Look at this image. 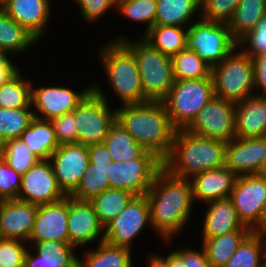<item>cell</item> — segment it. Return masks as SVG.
<instances>
[{
  "mask_svg": "<svg viewBox=\"0 0 266 267\" xmlns=\"http://www.w3.org/2000/svg\"><path fill=\"white\" fill-rule=\"evenodd\" d=\"M152 229L171 241L187 224L194 201L190 179L179 178L162 168L146 193Z\"/></svg>",
  "mask_w": 266,
  "mask_h": 267,
  "instance_id": "1",
  "label": "cell"
},
{
  "mask_svg": "<svg viewBox=\"0 0 266 267\" xmlns=\"http://www.w3.org/2000/svg\"><path fill=\"white\" fill-rule=\"evenodd\" d=\"M116 120L146 151L164 161L170 154L176 129L162 101L123 105Z\"/></svg>",
  "mask_w": 266,
  "mask_h": 267,
  "instance_id": "2",
  "label": "cell"
},
{
  "mask_svg": "<svg viewBox=\"0 0 266 267\" xmlns=\"http://www.w3.org/2000/svg\"><path fill=\"white\" fill-rule=\"evenodd\" d=\"M226 142L196 135L187 129L175 131L163 168L179 178L191 179L209 169L225 166Z\"/></svg>",
  "mask_w": 266,
  "mask_h": 267,
  "instance_id": "3",
  "label": "cell"
},
{
  "mask_svg": "<svg viewBox=\"0 0 266 267\" xmlns=\"http://www.w3.org/2000/svg\"><path fill=\"white\" fill-rule=\"evenodd\" d=\"M99 55L108 80L122 105L147 101L136 59L121 41L111 40L100 50Z\"/></svg>",
  "mask_w": 266,
  "mask_h": 267,
  "instance_id": "4",
  "label": "cell"
},
{
  "mask_svg": "<svg viewBox=\"0 0 266 267\" xmlns=\"http://www.w3.org/2000/svg\"><path fill=\"white\" fill-rule=\"evenodd\" d=\"M134 55L141 77L144 97L147 101H162L175 81L171 56L161 53L143 37L133 42L126 37H118Z\"/></svg>",
  "mask_w": 266,
  "mask_h": 267,
  "instance_id": "5",
  "label": "cell"
},
{
  "mask_svg": "<svg viewBox=\"0 0 266 267\" xmlns=\"http://www.w3.org/2000/svg\"><path fill=\"white\" fill-rule=\"evenodd\" d=\"M236 49L211 68L215 96L234 103L258 94L254 92L252 56L239 51L238 46Z\"/></svg>",
  "mask_w": 266,
  "mask_h": 267,
  "instance_id": "6",
  "label": "cell"
},
{
  "mask_svg": "<svg viewBox=\"0 0 266 267\" xmlns=\"http://www.w3.org/2000/svg\"><path fill=\"white\" fill-rule=\"evenodd\" d=\"M215 97L212 76L197 80H175L162 100L172 126L186 129L200 110Z\"/></svg>",
  "mask_w": 266,
  "mask_h": 267,
  "instance_id": "7",
  "label": "cell"
},
{
  "mask_svg": "<svg viewBox=\"0 0 266 267\" xmlns=\"http://www.w3.org/2000/svg\"><path fill=\"white\" fill-rule=\"evenodd\" d=\"M98 84L74 110L78 142L83 145L102 144L116 121V109H109L106 95Z\"/></svg>",
  "mask_w": 266,
  "mask_h": 267,
  "instance_id": "8",
  "label": "cell"
},
{
  "mask_svg": "<svg viewBox=\"0 0 266 267\" xmlns=\"http://www.w3.org/2000/svg\"><path fill=\"white\" fill-rule=\"evenodd\" d=\"M238 46L227 24L208 21L203 18L189 24L186 47L211 68L225 59Z\"/></svg>",
  "mask_w": 266,
  "mask_h": 267,
  "instance_id": "9",
  "label": "cell"
},
{
  "mask_svg": "<svg viewBox=\"0 0 266 267\" xmlns=\"http://www.w3.org/2000/svg\"><path fill=\"white\" fill-rule=\"evenodd\" d=\"M108 180L111 189H123L135 196L146 195L163 161L154 153L146 151L140 158L112 161L108 164Z\"/></svg>",
  "mask_w": 266,
  "mask_h": 267,
  "instance_id": "10",
  "label": "cell"
},
{
  "mask_svg": "<svg viewBox=\"0 0 266 267\" xmlns=\"http://www.w3.org/2000/svg\"><path fill=\"white\" fill-rule=\"evenodd\" d=\"M229 198L243 225L252 231L262 232L266 215V175L238 176Z\"/></svg>",
  "mask_w": 266,
  "mask_h": 267,
  "instance_id": "11",
  "label": "cell"
},
{
  "mask_svg": "<svg viewBox=\"0 0 266 267\" xmlns=\"http://www.w3.org/2000/svg\"><path fill=\"white\" fill-rule=\"evenodd\" d=\"M151 224L150 207L146 195L134 196L126 207L104 227V241L131 249L132 240Z\"/></svg>",
  "mask_w": 266,
  "mask_h": 267,
  "instance_id": "12",
  "label": "cell"
},
{
  "mask_svg": "<svg viewBox=\"0 0 266 267\" xmlns=\"http://www.w3.org/2000/svg\"><path fill=\"white\" fill-rule=\"evenodd\" d=\"M186 129L206 138L231 141L235 137V103L213 97Z\"/></svg>",
  "mask_w": 266,
  "mask_h": 267,
  "instance_id": "13",
  "label": "cell"
},
{
  "mask_svg": "<svg viewBox=\"0 0 266 267\" xmlns=\"http://www.w3.org/2000/svg\"><path fill=\"white\" fill-rule=\"evenodd\" d=\"M59 188L70 196L89 165L88 146L79 142L60 145L49 158Z\"/></svg>",
  "mask_w": 266,
  "mask_h": 267,
  "instance_id": "14",
  "label": "cell"
},
{
  "mask_svg": "<svg viewBox=\"0 0 266 267\" xmlns=\"http://www.w3.org/2000/svg\"><path fill=\"white\" fill-rule=\"evenodd\" d=\"M66 195L59 188L49 160H39L21 177L18 200L35 205L62 200Z\"/></svg>",
  "mask_w": 266,
  "mask_h": 267,
  "instance_id": "15",
  "label": "cell"
},
{
  "mask_svg": "<svg viewBox=\"0 0 266 267\" xmlns=\"http://www.w3.org/2000/svg\"><path fill=\"white\" fill-rule=\"evenodd\" d=\"M31 86V106L36 108L33 111L34 117L51 120L53 118L73 112L84 98L92 91V85L86 87L80 93L67 87L42 86L34 88ZM40 113V115H39Z\"/></svg>",
  "mask_w": 266,
  "mask_h": 267,
  "instance_id": "16",
  "label": "cell"
},
{
  "mask_svg": "<svg viewBox=\"0 0 266 267\" xmlns=\"http://www.w3.org/2000/svg\"><path fill=\"white\" fill-rule=\"evenodd\" d=\"M266 161V136L234 137L226 143L225 166L237 176L261 174Z\"/></svg>",
  "mask_w": 266,
  "mask_h": 267,
  "instance_id": "17",
  "label": "cell"
},
{
  "mask_svg": "<svg viewBox=\"0 0 266 267\" xmlns=\"http://www.w3.org/2000/svg\"><path fill=\"white\" fill-rule=\"evenodd\" d=\"M67 222L69 244L76 248L95 242L99 236L100 242L104 241V226L90 201L77 200L68 196Z\"/></svg>",
  "mask_w": 266,
  "mask_h": 267,
  "instance_id": "18",
  "label": "cell"
},
{
  "mask_svg": "<svg viewBox=\"0 0 266 267\" xmlns=\"http://www.w3.org/2000/svg\"><path fill=\"white\" fill-rule=\"evenodd\" d=\"M38 205L18 199L0 201V238L28 242Z\"/></svg>",
  "mask_w": 266,
  "mask_h": 267,
  "instance_id": "19",
  "label": "cell"
},
{
  "mask_svg": "<svg viewBox=\"0 0 266 267\" xmlns=\"http://www.w3.org/2000/svg\"><path fill=\"white\" fill-rule=\"evenodd\" d=\"M68 196L57 202L38 205L33 231L28 241L54 240L69 243Z\"/></svg>",
  "mask_w": 266,
  "mask_h": 267,
  "instance_id": "20",
  "label": "cell"
},
{
  "mask_svg": "<svg viewBox=\"0 0 266 267\" xmlns=\"http://www.w3.org/2000/svg\"><path fill=\"white\" fill-rule=\"evenodd\" d=\"M237 177L226 166L200 172L190 179L193 198L202 203L229 198Z\"/></svg>",
  "mask_w": 266,
  "mask_h": 267,
  "instance_id": "21",
  "label": "cell"
},
{
  "mask_svg": "<svg viewBox=\"0 0 266 267\" xmlns=\"http://www.w3.org/2000/svg\"><path fill=\"white\" fill-rule=\"evenodd\" d=\"M50 0H9L1 8L39 40L50 18Z\"/></svg>",
  "mask_w": 266,
  "mask_h": 267,
  "instance_id": "22",
  "label": "cell"
},
{
  "mask_svg": "<svg viewBox=\"0 0 266 267\" xmlns=\"http://www.w3.org/2000/svg\"><path fill=\"white\" fill-rule=\"evenodd\" d=\"M266 136V96L251 95L235 103V137Z\"/></svg>",
  "mask_w": 266,
  "mask_h": 267,
  "instance_id": "23",
  "label": "cell"
},
{
  "mask_svg": "<svg viewBox=\"0 0 266 267\" xmlns=\"http://www.w3.org/2000/svg\"><path fill=\"white\" fill-rule=\"evenodd\" d=\"M208 209L203 221L202 238H212L239 230L250 229L239 220L230 198L206 202Z\"/></svg>",
  "mask_w": 266,
  "mask_h": 267,
  "instance_id": "24",
  "label": "cell"
},
{
  "mask_svg": "<svg viewBox=\"0 0 266 267\" xmlns=\"http://www.w3.org/2000/svg\"><path fill=\"white\" fill-rule=\"evenodd\" d=\"M35 255L27 250L24 267H71L79 258L75 246L54 240L33 242Z\"/></svg>",
  "mask_w": 266,
  "mask_h": 267,
  "instance_id": "25",
  "label": "cell"
},
{
  "mask_svg": "<svg viewBox=\"0 0 266 267\" xmlns=\"http://www.w3.org/2000/svg\"><path fill=\"white\" fill-rule=\"evenodd\" d=\"M40 159L49 160L52 153L60 146L50 120L34 117L29 127L19 137Z\"/></svg>",
  "mask_w": 266,
  "mask_h": 267,
  "instance_id": "26",
  "label": "cell"
},
{
  "mask_svg": "<svg viewBox=\"0 0 266 267\" xmlns=\"http://www.w3.org/2000/svg\"><path fill=\"white\" fill-rule=\"evenodd\" d=\"M251 232V229H239L217 237L202 238V247L211 267H223Z\"/></svg>",
  "mask_w": 266,
  "mask_h": 267,
  "instance_id": "27",
  "label": "cell"
},
{
  "mask_svg": "<svg viewBox=\"0 0 266 267\" xmlns=\"http://www.w3.org/2000/svg\"><path fill=\"white\" fill-rule=\"evenodd\" d=\"M266 13V0H240L227 26L232 37L239 42L258 24Z\"/></svg>",
  "mask_w": 266,
  "mask_h": 267,
  "instance_id": "28",
  "label": "cell"
},
{
  "mask_svg": "<svg viewBox=\"0 0 266 267\" xmlns=\"http://www.w3.org/2000/svg\"><path fill=\"white\" fill-rule=\"evenodd\" d=\"M197 11L201 14V0H157L154 25L186 27Z\"/></svg>",
  "mask_w": 266,
  "mask_h": 267,
  "instance_id": "29",
  "label": "cell"
},
{
  "mask_svg": "<svg viewBox=\"0 0 266 267\" xmlns=\"http://www.w3.org/2000/svg\"><path fill=\"white\" fill-rule=\"evenodd\" d=\"M103 144L109 151L112 161L133 160L146 152L117 120L110 127Z\"/></svg>",
  "mask_w": 266,
  "mask_h": 267,
  "instance_id": "30",
  "label": "cell"
},
{
  "mask_svg": "<svg viewBox=\"0 0 266 267\" xmlns=\"http://www.w3.org/2000/svg\"><path fill=\"white\" fill-rule=\"evenodd\" d=\"M187 32L181 26L154 25L142 36L161 53L173 56L186 48Z\"/></svg>",
  "mask_w": 266,
  "mask_h": 267,
  "instance_id": "31",
  "label": "cell"
},
{
  "mask_svg": "<svg viewBox=\"0 0 266 267\" xmlns=\"http://www.w3.org/2000/svg\"><path fill=\"white\" fill-rule=\"evenodd\" d=\"M96 250H88L85 258H79L83 267H134L131 249L99 241ZM82 259V260H81Z\"/></svg>",
  "mask_w": 266,
  "mask_h": 267,
  "instance_id": "32",
  "label": "cell"
},
{
  "mask_svg": "<svg viewBox=\"0 0 266 267\" xmlns=\"http://www.w3.org/2000/svg\"><path fill=\"white\" fill-rule=\"evenodd\" d=\"M37 39L0 8V49L10 54L23 53Z\"/></svg>",
  "mask_w": 266,
  "mask_h": 267,
  "instance_id": "33",
  "label": "cell"
},
{
  "mask_svg": "<svg viewBox=\"0 0 266 267\" xmlns=\"http://www.w3.org/2000/svg\"><path fill=\"white\" fill-rule=\"evenodd\" d=\"M262 255H266L265 235L259 231H252L223 267H259L263 260Z\"/></svg>",
  "mask_w": 266,
  "mask_h": 267,
  "instance_id": "34",
  "label": "cell"
},
{
  "mask_svg": "<svg viewBox=\"0 0 266 267\" xmlns=\"http://www.w3.org/2000/svg\"><path fill=\"white\" fill-rule=\"evenodd\" d=\"M134 196L127 190L110 188L95 196L90 202L98 219L105 227L126 207Z\"/></svg>",
  "mask_w": 266,
  "mask_h": 267,
  "instance_id": "35",
  "label": "cell"
},
{
  "mask_svg": "<svg viewBox=\"0 0 266 267\" xmlns=\"http://www.w3.org/2000/svg\"><path fill=\"white\" fill-rule=\"evenodd\" d=\"M175 80H197L209 77L211 67L187 47L171 56Z\"/></svg>",
  "mask_w": 266,
  "mask_h": 267,
  "instance_id": "36",
  "label": "cell"
},
{
  "mask_svg": "<svg viewBox=\"0 0 266 267\" xmlns=\"http://www.w3.org/2000/svg\"><path fill=\"white\" fill-rule=\"evenodd\" d=\"M107 166L108 164L89 163L78 187L70 196L77 200L90 201L110 189Z\"/></svg>",
  "mask_w": 266,
  "mask_h": 267,
  "instance_id": "37",
  "label": "cell"
},
{
  "mask_svg": "<svg viewBox=\"0 0 266 267\" xmlns=\"http://www.w3.org/2000/svg\"><path fill=\"white\" fill-rule=\"evenodd\" d=\"M34 118L31 108L9 109L0 107V145L19 138Z\"/></svg>",
  "mask_w": 266,
  "mask_h": 267,
  "instance_id": "38",
  "label": "cell"
},
{
  "mask_svg": "<svg viewBox=\"0 0 266 267\" xmlns=\"http://www.w3.org/2000/svg\"><path fill=\"white\" fill-rule=\"evenodd\" d=\"M31 81L18 72L0 87V107L9 109L31 108Z\"/></svg>",
  "mask_w": 266,
  "mask_h": 267,
  "instance_id": "39",
  "label": "cell"
},
{
  "mask_svg": "<svg viewBox=\"0 0 266 267\" xmlns=\"http://www.w3.org/2000/svg\"><path fill=\"white\" fill-rule=\"evenodd\" d=\"M0 151L4 161L20 175L40 160L20 138L5 141L0 145Z\"/></svg>",
  "mask_w": 266,
  "mask_h": 267,
  "instance_id": "40",
  "label": "cell"
},
{
  "mask_svg": "<svg viewBox=\"0 0 266 267\" xmlns=\"http://www.w3.org/2000/svg\"><path fill=\"white\" fill-rule=\"evenodd\" d=\"M116 6L123 16L146 23L145 33L155 24L157 0H117Z\"/></svg>",
  "mask_w": 266,
  "mask_h": 267,
  "instance_id": "41",
  "label": "cell"
},
{
  "mask_svg": "<svg viewBox=\"0 0 266 267\" xmlns=\"http://www.w3.org/2000/svg\"><path fill=\"white\" fill-rule=\"evenodd\" d=\"M240 0H201V18L228 24Z\"/></svg>",
  "mask_w": 266,
  "mask_h": 267,
  "instance_id": "42",
  "label": "cell"
},
{
  "mask_svg": "<svg viewBox=\"0 0 266 267\" xmlns=\"http://www.w3.org/2000/svg\"><path fill=\"white\" fill-rule=\"evenodd\" d=\"M26 252L24 242L0 238V267H24Z\"/></svg>",
  "mask_w": 266,
  "mask_h": 267,
  "instance_id": "43",
  "label": "cell"
},
{
  "mask_svg": "<svg viewBox=\"0 0 266 267\" xmlns=\"http://www.w3.org/2000/svg\"><path fill=\"white\" fill-rule=\"evenodd\" d=\"M21 177L2 159L0 161V201L17 199L21 188Z\"/></svg>",
  "mask_w": 266,
  "mask_h": 267,
  "instance_id": "44",
  "label": "cell"
},
{
  "mask_svg": "<svg viewBox=\"0 0 266 267\" xmlns=\"http://www.w3.org/2000/svg\"><path fill=\"white\" fill-rule=\"evenodd\" d=\"M59 145L78 142L74 111L50 120Z\"/></svg>",
  "mask_w": 266,
  "mask_h": 267,
  "instance_id": "45",
  "label": "cell"
},
{
  "mask_svg": "<svg viewBox=\"0 0 266 267\" xmlns=\"http://www.w3.org/2000/svg\"><path fill=\"white\" fill-rule=\"evenodd\" d=\"M240 46H246L247 48L242 50L252 57L266 51V13L261 17L257 26L238 42V47Z\"/></svg>",
  "mask_w": 266,
  "mask_h": 267,
  "instance_id": "46",
  "label": "cell"
},
{
  "mask_svg": "<svg viewBox=\"0 0 266 267\" xmlns=\"http://www.w3.org/2000/svg\"><path fill=\"white\" fill-rule=\"evenodd\" d=\"M85 21L99 20L108 9L116 7L117 0H74Z\"/></svg>",
  "mask_w": 266,
  "mask_h": 267,
  "instance_id": "47",
  "label": "cell"
},
{
  "mask_svg": "<svg viewBox=\"0 0 266 267\" xmlns=\"http://www.w3.org/2000/svg\"><path fill=\"white\" fill-rule=\"evenodd\" d=\"M183 249L174 252L183 260L186 267H211L206 257L205 250Z\"/></svg>",
  "mask_w": 266,
  "mask_h": 267,
  "instance_id": "48",
  "label": "cell"
},
{
  "mask_svg": "<svg viewBox=\"0 0 266 267\" xmlns=\"http://www.w3.org/2000/svg\"><path fill=\"white\" fill-rule=\"evenodd\" d=\"M254 63V88H262V94L266 96V51H262L252 57Z\"/></svg>",
  "mask_w": 266,
  "mask_h": 267,
  "instance_id": "49",
  "label": "cell"
},
{
  "mask_svg": "<svg viewBox=\"0 0 266 267\" xmlns=\"http://www.w3.org/2000/svg\"><path fill=\"white\" fill-rule=\"evenodd\" d=\"M11 56L9 52L0 49V87L13 78L18 72L19 68L13 66L11 60L8 57Z\"/></svg>",
  "mask_w": 266,
  "mask_h": 267,
  "instance_id": "50",
  "label": "cell"
},
{
  "mask_svg": "<svg viewBox=\"0 0 266 267\" xmlns=\"http://www.w3.org/2000/svg\"><path fill=\"white\" fill-rule=\"evenodd\" d=\"M88 152L91 164H109L112 162L109 151L103 143L89 145Z\"/></svg>",
  "mask_w": 266,
  "mask_h": 267,
  "instance_id": "51",
  "label": "cell"
},
{
  "mask_svg": "<svg viewBox=\"0 0 266 267\" xmlns=\"http://www.w3.org/2000/svg\"><path fill=\"white\" fill-rule=\"evenodd\" d=\"M148 260V267H169V254L167 257L152 255Z\"/></svg>",
  "mask_w": 266,
  "mask_h": 267,
  "instance_id": "52",
  "label": "cell"
},
{
  "mask_svg": "<svg viewBox=\"0 0 266 267\" xmlns=\"http://www.w3.org/2000/svg\"><path fill=\"white\" fill-rule=\"evenodd\" d=\"M169 267H186L183 260L173 251L169 254Z\"/></svg>",
  "mask_w": 266,
  "mask_h": 267,
  "instance_id": "53",
  "label": "cell"
},
{
  "mask_svg": "<svg viewBox=\"0 0 266 267\" xmlns=\"http://www.w3.org/2000/svg\"><path fill=\"white\" fill-rule=\"evenodd\" d=\"M266 231V215L262 224V233H264Z\"/></svg>",
  "mask_w": 266,
  "mask_h": 267,
  "instance_id": "54",
  "label": "cell"
},
{
  "mask_svg": "<svg viewBox=\"0 0 266 267\" xmlns=\"http://www.w3.org/2000/svg\"><path fill=\"white\" fill-rule=\"evenodd\" d=\"M259 267H266V255L264 256L263 261L259 264Z\"/></svg>",
  "mask_w": 266,
  "mask_h": 267,
  "instance_id": "55",
  "label": "cell"
},
{
  "mask_svg": "<svg viewBox=\"0 0 266 267\" xmlns=\"http://www.w3.org/2000/svg\"><path fill=\"white\" fill-rule=\"evenodd\" d=\"M71 267H83L82 263L78 260L76 263H74Z\"/></svg>",
  "mask_w": 266,
  "mask_h": 267,
  "instance_id": "56",
  "label": "cell"
},
{
  "mask_svg": "<svg viewBox=\"0 0 266 267\" xmlns=\"http://www.w3.org/2000/svg\"><path fill=\"white\" fill-rule=\"evenodd\" d=\"M9 0H0V8L4 6Z\"/></svg>",
  "mask_w": 266,
  "mask_h": 267,
  "instance_id": "57",
  "label": "cell"
},
{
  "mask_svg": "<svg viewBox=\"0 0 266 267\" xmlns=\"http://www.w3.org/2000/svg\"><path fill=\"white\" fill-rule=\"evenodd\" d=\"M261 174H265L266 175V161H265V163H264V166H263V171H262V173Z\"/></svg>",
  "mask_w": 266,
  "mask_h": 267,
  "instance_id": "58",
  "label": "cell"
},
{
  "mask_svg": "<svg viewBox=\"0 0 266 267\" xmlns=\"http://www.w3.org/2000/svg\"><path fill=\"white\" fill-rule=\"evenodd\" d=\"M3 158H2V154H1V151H0V161L2 160Z\"/></svg>",
  "mask_w": 266,
  "mask_h": 267,
  "instance_id": "59",
  "label": "cell"
}]
</instances>
